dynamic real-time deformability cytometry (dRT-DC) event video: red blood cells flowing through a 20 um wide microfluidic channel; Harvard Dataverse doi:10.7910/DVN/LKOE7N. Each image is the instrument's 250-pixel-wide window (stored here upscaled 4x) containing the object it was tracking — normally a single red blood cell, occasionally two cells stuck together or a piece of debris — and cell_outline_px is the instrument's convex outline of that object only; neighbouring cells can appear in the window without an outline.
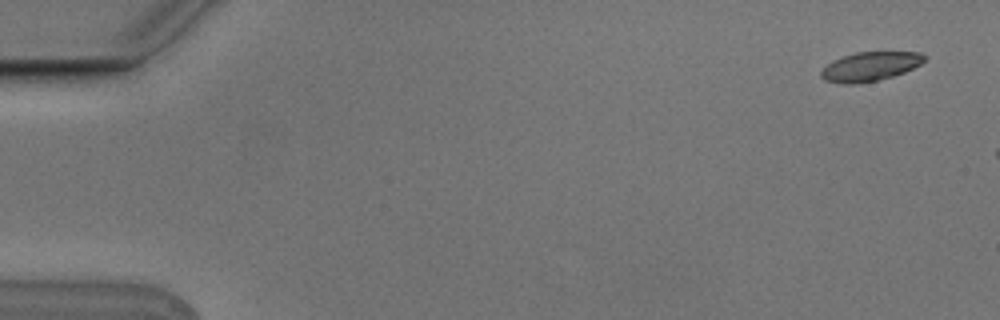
{"species": "Egyptian fruit bat (a non-hibernating species)", "species_latin": "Rousettus aegyptiacus", "temperature_condition": "cold", "stored_images_in_passage": 3, "camera_frame_rate_fps": 3000, "um_per_image_px": 0.085, "animal": {"sex": "male"}, "frame": {"image": 1, "passage_image": 1, "time_ms": 0.0, "image_size_px": [1000, 320], "cell_outline_px": [[928, 56], [920, 64], [904, 72], [892, 76], [876, 80], [856, 84], [844, 84], [824, 80], [820, 76], [820, 72], [832, 60], [856, 52], [920, 52]], "centroid_in_image_um": [73.95, 5.64], "position_along_channel_um": 11.1, "area_um2": 17.4}}